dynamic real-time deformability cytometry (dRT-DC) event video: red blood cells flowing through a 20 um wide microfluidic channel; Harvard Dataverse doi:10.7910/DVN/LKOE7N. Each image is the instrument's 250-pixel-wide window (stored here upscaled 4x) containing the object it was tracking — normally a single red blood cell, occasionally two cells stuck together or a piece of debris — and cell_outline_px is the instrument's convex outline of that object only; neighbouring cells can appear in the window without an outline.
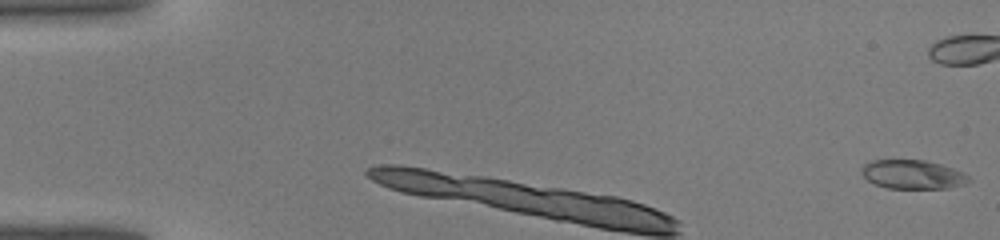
{"species": "common noctule bat (a hibernating species)", "species_latin": "Nyctalus noctula", "temperature_condition": "warm", "stored_images_in_passage": 44, "camera_frame_rate_fps": 3000, "um_per_image_px": 0.085, "animal": {"sex": "male", "body_mass_g": 19.0, "forearm_length_mm": 50.8}, "frame": {"image": 1, "passage_image": 1, "time_ms": 0.0, "image_size_px": [1000, 240], "cell_outline_px": [[972, 180], [964, 184], [948, 188], [888, 188], [876, 184], [868, 180], [860, 172], [864, 164], [872, 160], [924, 160], [940, 164], [964, 172]], "centroid_in_image_um": [77.59, 14.82], "position_along_channel_um": 7.4, "area_um2": 17.98}}
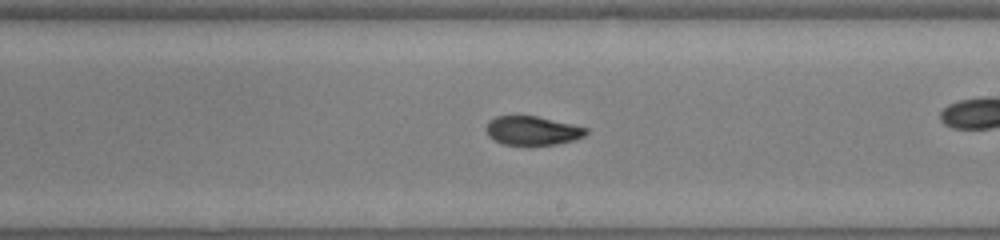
{"frame": {"image": 2, "passage_image": 26, "time_ms": 8.333, "image_size_px": [1000, 240], "cell_outline_px": [[588, 132], [584, 136], [572, 140], [556, 144], [504, 144], [488, 136], [484, 128], [488, 120], [496, 116], [536, 116], [572, 124], [588, 128]], "centroid_in_image_um": [45.22, 11.08], "position_along_channel_um": 243.8, "area_um2": 16.65}}